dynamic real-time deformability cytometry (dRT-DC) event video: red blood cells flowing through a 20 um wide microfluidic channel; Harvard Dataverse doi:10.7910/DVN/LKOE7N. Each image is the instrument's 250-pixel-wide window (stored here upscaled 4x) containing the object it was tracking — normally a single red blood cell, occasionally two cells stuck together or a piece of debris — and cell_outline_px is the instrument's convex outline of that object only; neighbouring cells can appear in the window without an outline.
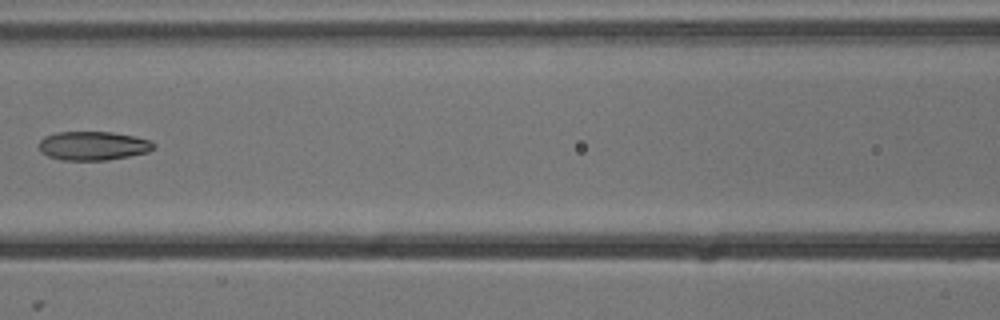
{"species": "common noctule bat (a hibernating species)", "species_latin": "Nyctalus noctula", "temperature_condition": "cold", "stored_images_in_passage": 7, "camera_frame_rate_fps": 3000, "um_per_image_px": 0.085, "animal": {"sex": "male", "body_mass_g": 13.3}, "frame": {"image": 1, "passage_image": 7, "time_ms": 2.0, "image_size_px": [1000, 320], "cell_outline_px": [[156, 144], [148, 152], [108, 160], [60, 160], [48, 156], [40, 152], [40, 140], [44, 136], [56, 132], [112, 132], [152, 140]], "centroid_in_image_um": [7.9, 12.39], "position_along_channel_um": 158.7, "area_um2": 19.31}}